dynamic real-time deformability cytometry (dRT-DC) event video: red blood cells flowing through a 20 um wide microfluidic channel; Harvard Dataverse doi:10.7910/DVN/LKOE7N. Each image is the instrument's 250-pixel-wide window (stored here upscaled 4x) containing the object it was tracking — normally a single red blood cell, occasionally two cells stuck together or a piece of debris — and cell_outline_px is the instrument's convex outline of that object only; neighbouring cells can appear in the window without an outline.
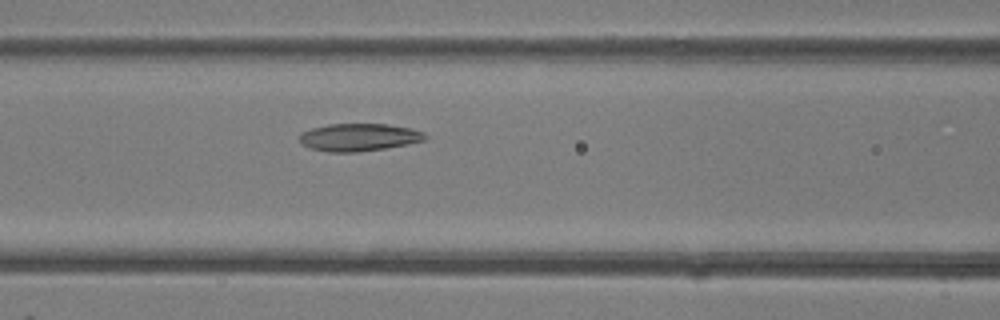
{"species": "common noctule bat (a hibernating species)", "species_latin": "Nyctalus noctula", "temperature_condition": "room temperature", "stored_images_in_passage": 42, "camera_frame_rate_fps": 3000, "um_per_image_px": 0.085, "animal": {"sex": "female"}, "frame": {"image": 1, "passage_image": 18, "time_ms": 5.667, "image_size_px": [1000, 320], "cell_outline_px": [[428, 136], [424, 140], [408, 144], [384, 148], [356, 152], [328, 152], [308, 148], [300, 144], [300, 132], [312, 128], [328, 124], [388, 124], [412, 128], [424, 132]], "centroid_in_image_um": [30.49, 11.66], "position_along_channel_um": 136.1, "area_um2": 20.35}}
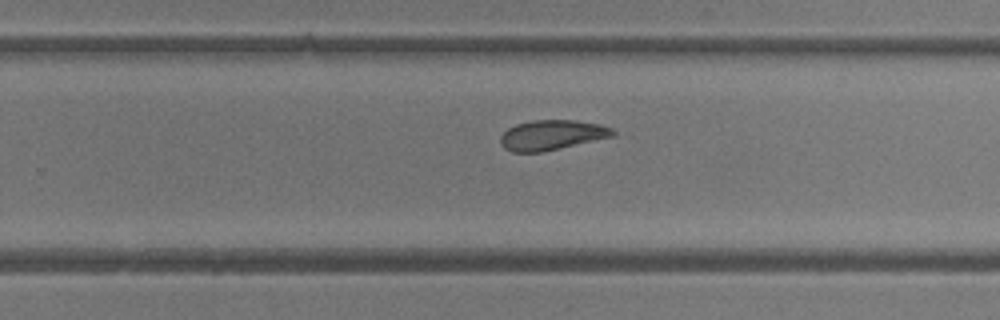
{"frame": {"image": 2, "passage_image": 27, "time_ms": 8.667, "image_size_px": [1000, 320], "cell_outline_px": [[616, 136], [544, 152], [512, 152], [504, 148], [500, 144], [500, 136], [508, 128], [516, 124], [532, 120], [572, 120], [600, 124], [612, 128], [616, 132]], "centroid_in_image_um": [46.92, 11.48], "position_along_channel_um": 282.9, "area_um2": 19.88}}
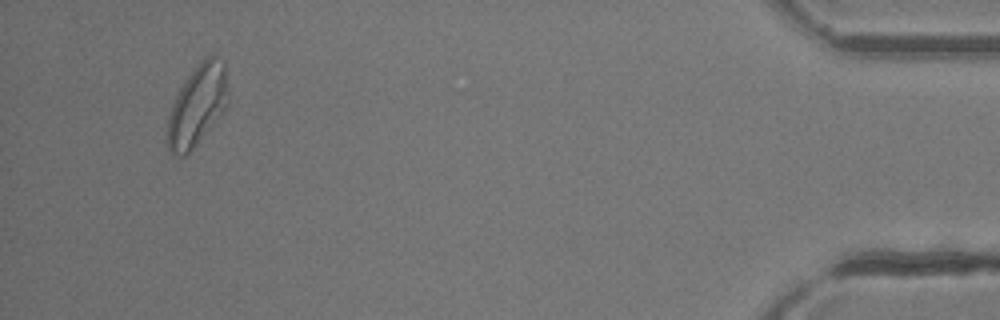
{"frame": {"image": 3, "passage_image": 40, "time_ms": 13.0, "image_size_px": [1000, 320], "cell_outline_px": [[228, 92], [224, 108], [220, 116], [192, 148], [180, 160], [168, 148], [164, 136], [168, 116], [172, 104], [180, 88], [188, 76], [200, 60], [204, 56], [212, 56], [224, 60]], "centroid_in_image_um": [16.72, 8.97], "position_along_channel_um": 418.5, "area_um2": 28.5}}